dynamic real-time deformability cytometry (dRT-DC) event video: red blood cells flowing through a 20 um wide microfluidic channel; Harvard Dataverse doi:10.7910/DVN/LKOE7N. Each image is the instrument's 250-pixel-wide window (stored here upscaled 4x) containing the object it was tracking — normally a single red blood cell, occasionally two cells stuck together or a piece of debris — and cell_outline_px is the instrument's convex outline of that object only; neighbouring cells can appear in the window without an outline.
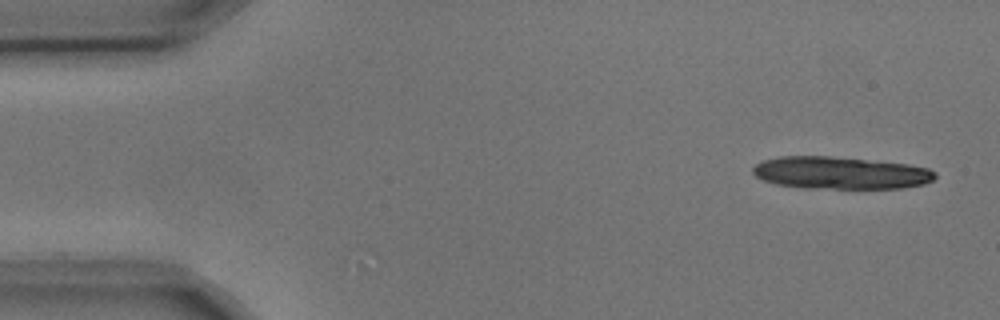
{"species": "common noctule bat (a hibernating species)", "species_latin": "Nyctalus noctula", "temperature_condition": "cold", "stored_images_in_passage": 4, "camera_frame_rate_fps": 3000, "um_per_image_px": 0.085, "animal": {"sex": "male", "body_mass_g": 17.9, "forearm_length_mm": 54.2}, "frame": {"image": 1, "passage_image": 1, "time_ms": 0.0, "image_size_px": [1000, 320], "cell_outline_px": [[936, 176], [932, 180], [924, 184], [904, 188], [804, 188], [776, 184], [764, 180], [756, 176], [752, 172], [752, 168], [760, 160], [780, 156], [828, 156], [908, 164], [928, 168], [936, 172]], "centroid_in_image_um": [71.42, 14.69], "position_along_channel_um": 13.6, "area_um2": 34.39}}